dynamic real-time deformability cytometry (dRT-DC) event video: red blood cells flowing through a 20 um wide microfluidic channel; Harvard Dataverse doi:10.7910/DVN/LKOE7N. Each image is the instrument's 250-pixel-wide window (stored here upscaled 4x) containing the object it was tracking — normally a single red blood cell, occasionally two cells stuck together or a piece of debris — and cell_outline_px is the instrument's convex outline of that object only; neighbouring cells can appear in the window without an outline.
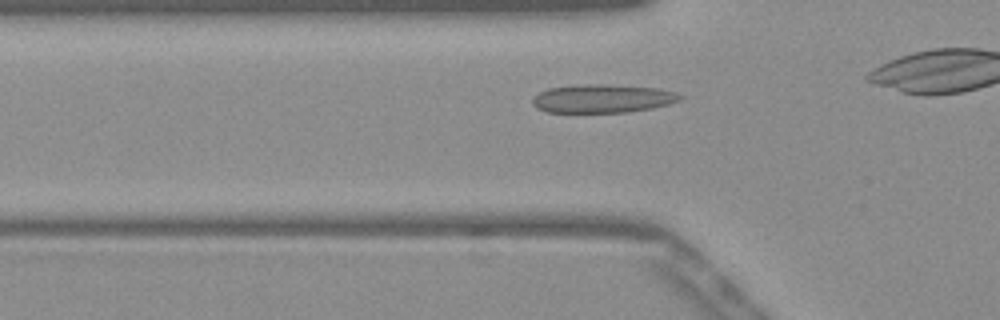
{"species": "Egyptian fruit bat (a non-hibernating species)", "species_latin": "Rousettus aegyptiacus", "temperature_condition": "warm", "stored_images_in_passage": 29, "camera_frame_rate_fps": 3000, "um_per_image_px": 0.085, "frame": {"image": 1, "passage_image": 5, "time_ms": 1.333, "image_size_px": [1000, 320], "cell_outline_px": [[684, 96], [680, 100], [668, 104], [628, 112], [548, 112], [536, 108], [532, 104], [532, 100], [540, 92], [548, 88], [584, 84], [600, 84], [656, 88], [676, 92]], "centroid_in_image_um": [51.2, 8.38], "position_along_channel_um": 74.6, "area_um2": 24.16}}
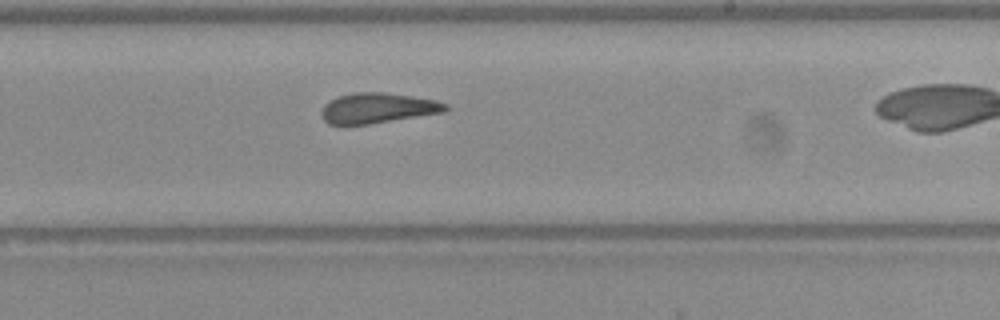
{"frame": {"image": 2, "passage_image": 19, "time_ms": 6.0, "image_size_px": [1000, 320], "cell_outline_px": [[448, 108], [444, 112], [368, 124], [328, 124], [324, 120], [320, 112], [324, 104], [340, 96], [352, 92], [384, 92], [412, 96], [436, 100], [448, 104]], "centroid_in_image_um": [32.1, 9.18], "position_along_channel_um": 256.9, "area_um2": 21.73}}
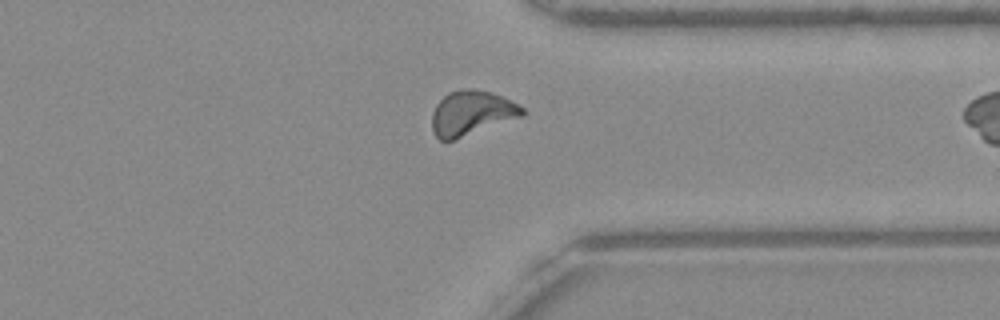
{"frame": {"image": 3, "passage_image": 28, "time_ms": 9.0, "image_size_px": [1000, 320], "cell_outline_px": [[524, 116], [452, 140], [440, 140], [436, 136], [432, 128], [432, 112], [436, 104], [448, 92], [460, 88], [476, 88], [500, 96], [524, 108]], "centroid_in_image_um": [40.05, 9.59], "position_along_channel_um": 371.3, "area_um2": 23.29}}